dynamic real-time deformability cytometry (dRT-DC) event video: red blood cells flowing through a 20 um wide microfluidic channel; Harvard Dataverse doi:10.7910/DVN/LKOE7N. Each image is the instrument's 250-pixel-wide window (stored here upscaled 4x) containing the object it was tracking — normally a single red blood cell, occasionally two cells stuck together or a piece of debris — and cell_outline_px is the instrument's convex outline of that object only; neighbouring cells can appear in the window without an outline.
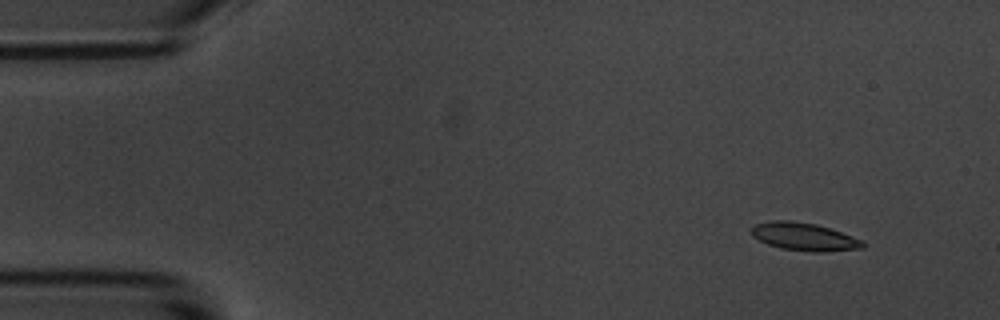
{"species": "common noctule bat (a hibernating species)", "species_latin": "Nyctalus noctula", "temperature_condition": "room temperature", "stored_images_in_passage": 4, "camera_frame_rate_fps": 3000, "um_per_image_px": 0.085, "animal": {"sex": "male", "body_mass_g": 20.1, "forearm_length_mm": 53.5}, "frame": {"image": 1, "passage_image": 1, "time_ms": 0.0, "image_size_px": [1000, 320], "cell_outline_px": [[864, 248], [820, 252], [816, 252], [780, 248], [768, 244], [752, 236], [752, 228], [756, 224], [772, 220], [792, 220], [816, 224], [864, 240]], "centroid_in_image_um": [68.36, 20.11], "position_along_channel_um": 16.6, "area_um2": 17.92}}
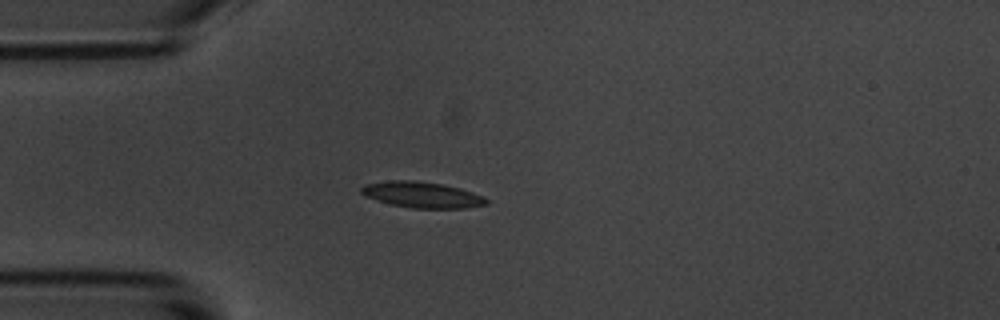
{"frame": {"image": 2, "passage_image": 4, "time_ms": 3.333, "image_size_px": [1000, 320], "cell_outline_px": [[488, 204], [468, 208], [412, 208], [388, 204], [364, 196], [360, 192], [360, 188], [364, 184], [388, 180], [412, 180], [444, 184], [460, 188], [484, 196], [488, 200]], "centroid_in_image_um": [35.85, 16.55], "position_along_channel_um": 49.1, "area_um2": 19.19}}